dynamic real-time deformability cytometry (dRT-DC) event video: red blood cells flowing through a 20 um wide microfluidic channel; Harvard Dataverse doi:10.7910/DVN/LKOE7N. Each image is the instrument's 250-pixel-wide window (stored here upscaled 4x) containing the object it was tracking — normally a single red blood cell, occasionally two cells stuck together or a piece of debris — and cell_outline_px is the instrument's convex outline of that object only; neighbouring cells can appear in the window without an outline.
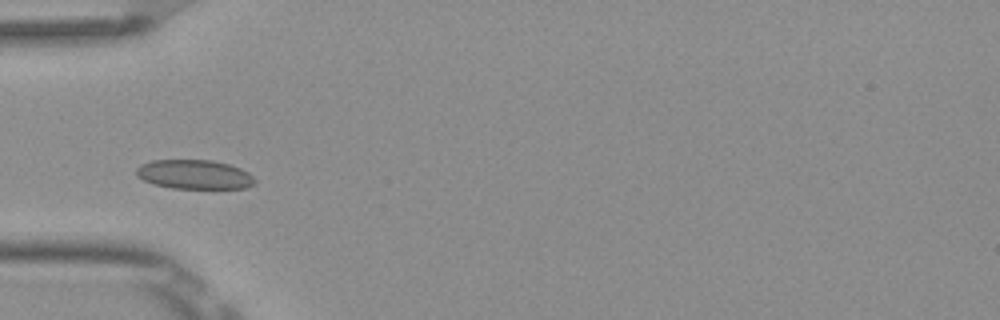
{"species": "Egyptian fruit bat (a non-hibernating species)", "species_latin": "Rousettus aegyptiacus", "temperature_condition": "room temperature", "stored_images_in_passage": 9, "camera_frame_rate_fps": 3000, "um_per_image_px": 0.085, "frame": {"image": 1, "passage_image": 3, "time_ms": 0.667, "image_size_px": [1000, 320], "cell_outline_px": [[256, 184], [244, 188], [172, 188], [152, 184], [136, 176], [136, 168], [140, 164], [152, 160], [212, 160], [228, 164], [240, 168], [248, 172], [256, 180]], "centroid_in_image_um": [16.51, 14.83], "position_along_channel_um": 68.5, "area_um2": 20.29}}
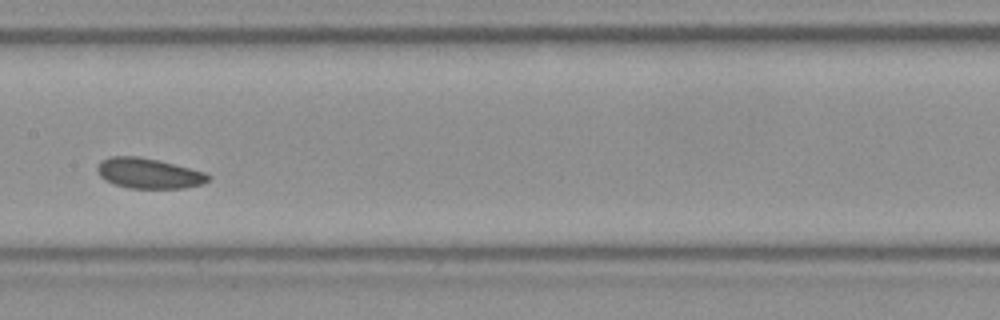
{"frame": {"image": 2, "passage_image": 6, "time_ms": 1.667, "image_size_px": [1000, 320], "cell_outline_px": [[212, 176], [204, 184], [184, 188], [128, 188], [104, 180], [100, 176], [96, 168], [100, 160], [112, 156], [140, 156], [160, 160], [204, 172]], "centroid_in_image_um": [12.64, 14.72], "position_along_channel_um": 194.8, "area_um2": 19.71}}
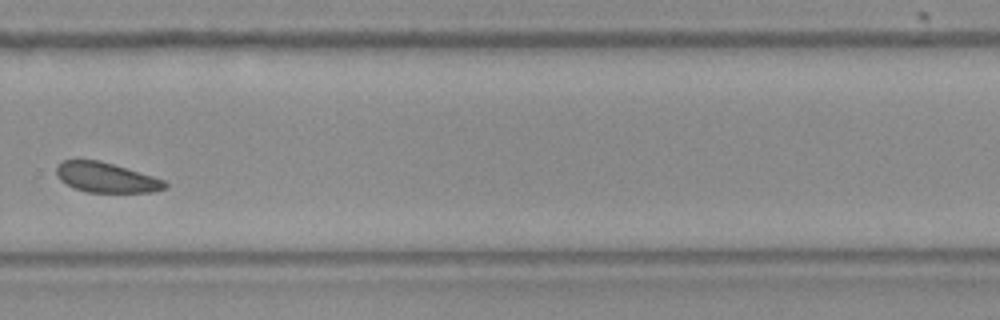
{"frame": {"image": 3, "passage_image": 9, "time_ms": 2.667, "image_size_px": [1000, 320], "cell_outline_px": [[168, 188], [152, 192], [88, 192], [76, 188], [60, 180], [56, 172], [56, 164], [64, 160], [100, 160], [152, 176], [164, 180], [168, 184]], "centroid_in_image_um": [9.03, 15.08], "position_along_channel_um": 320.8, "area_um2": 18.79}}